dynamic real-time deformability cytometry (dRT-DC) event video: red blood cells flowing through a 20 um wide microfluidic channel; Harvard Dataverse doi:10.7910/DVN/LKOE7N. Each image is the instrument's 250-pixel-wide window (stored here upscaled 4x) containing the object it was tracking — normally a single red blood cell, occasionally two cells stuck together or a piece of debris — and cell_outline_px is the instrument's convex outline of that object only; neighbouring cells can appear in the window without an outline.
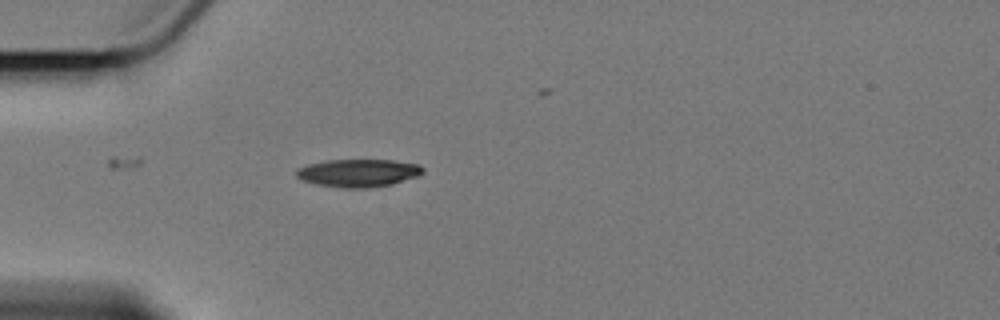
{"species": "Egyptian fruit bat (a non-hibernating species)", "species_latin": "Rousettus aegyptiacus", "temperature_condition": "cold", "stored_images_in_passage": 2, "camera_frame_rate_fps": 3000, "um_per_image_px": 0.085, "animal": {"sex": "female"}, "frame": {"image": 1, "passage_image": 2, "time_ms": 2.0, "image_size_px": [1000, 320], "cell_outline_px": [[424, 172], [420, 176], [392, 184], [368, 188], [344, 188], [316, 184], [300, 180], [296, 176], [296, 168], [308, 164], [328, 160], [392, 160], [420, 164], [424, 168]], "centroid_in_image_um": [30.47, 14.7], "position_along_channel_um": 54.5, "area_um2": 20.75}}